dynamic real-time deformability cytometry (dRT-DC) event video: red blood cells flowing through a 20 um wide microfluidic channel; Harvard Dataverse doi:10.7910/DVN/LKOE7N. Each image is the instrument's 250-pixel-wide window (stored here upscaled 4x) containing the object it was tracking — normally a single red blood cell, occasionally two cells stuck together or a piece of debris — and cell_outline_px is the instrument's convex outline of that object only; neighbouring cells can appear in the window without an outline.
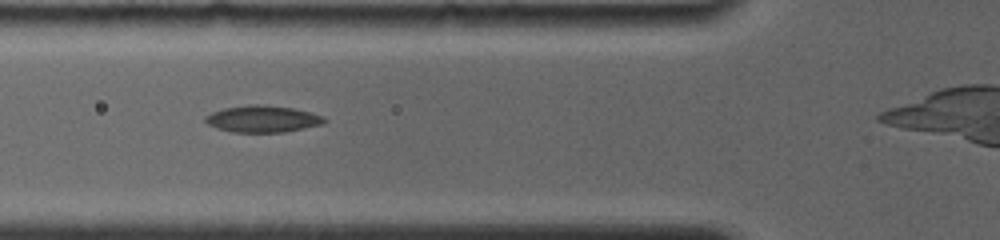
{"species": "common noctule bat (a hibernating species)", "species_latin": "Nyctalus noctula", "temperature_condition": "room temperature", "stored_images_in_passage": 6, "camera_frame_rate_fps": 4000, "um_per_image_px": 0.085, "animal": {"sex": "female", "body_mass_g": 19.0, "forearm_length_mm": 56.7}, "frame": {"image": 1, "passage_image": 4, "time_ms": 3.0, "image_size_px": [1000, 240], "cell_outline_px": [[328, 120], [324, 124], [284, 132], [232, 132], [216, 128], [208, 124], [204, 120], [204, 116], [212, 112], [224, 108], [248, 104], [264, 104], [292, 108], [312, 112], [324, 116]], "centroid_in_image_um": [22.34, 10.1], "position_along_channel_um": 103.5, "area_um2": 18.79}}
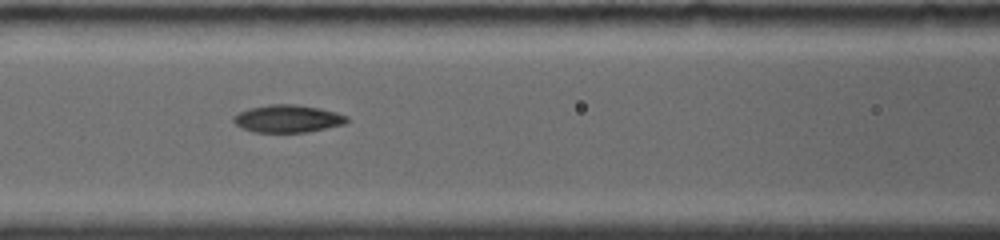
{"frame": {"image": 2, "passage_image": 5, "time_ms": 4.0, "image_size_px": [1000, 240], "cell_outline_px": [[352, 120], [344, 124], [308, 132], [252, 132], [236, 124], [232, 120], [232, 116], [248, 108], [268, 104], [296, 104], [320, 108], [336, 112], [348, 116]], "centroid_in_image_um": [24.48, 10.08], "position_along_channel_um": 142.1, "area_um2": 18.38}}
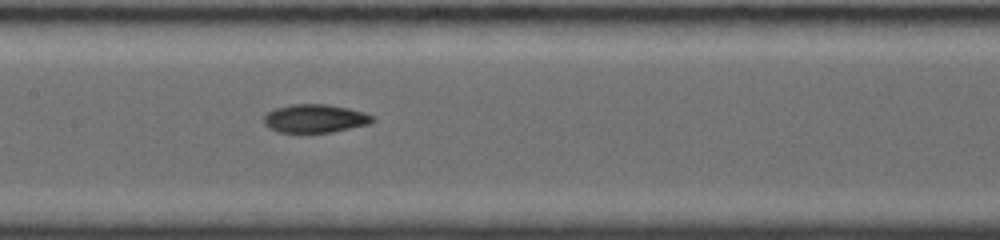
{"frame": {"image": 3, "passage_image": 6, "time_ms": 5.0, "image_size_px": [1000, 240], "cell_outline_px": [[376, 120], [368, 124], [332, 132], [280, 132], [268, 128], [264, 124], [264, 116], [268, 112], [276, 108], [292, 104], [328, 104], [348, 108], [364, 112], [372, 116]], "centroid_in_image_um": [26.77, 10.07], "position_along_channel_um": 180.6, "area_um2": 17.86}}